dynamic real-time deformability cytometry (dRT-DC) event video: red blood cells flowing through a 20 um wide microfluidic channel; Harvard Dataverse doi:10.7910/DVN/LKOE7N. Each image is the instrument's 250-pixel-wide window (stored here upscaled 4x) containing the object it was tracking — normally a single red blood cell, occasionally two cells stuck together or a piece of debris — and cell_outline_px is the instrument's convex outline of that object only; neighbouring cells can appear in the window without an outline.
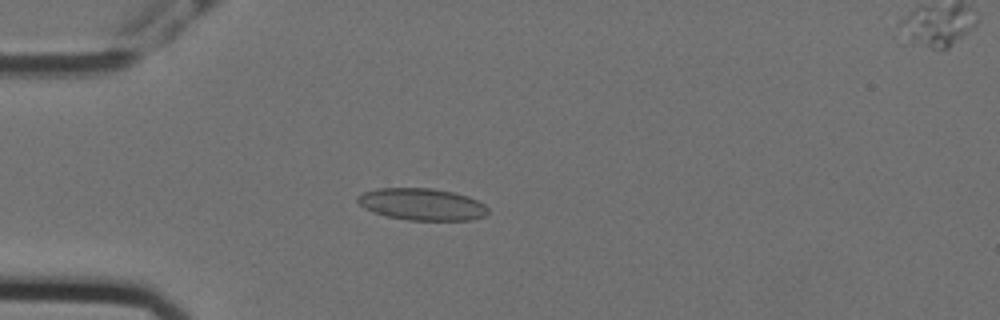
{"species": "Egyptian fruit bat (a non-hibernating species)", "species_latin": "Rousettus aegyptiacus", "temperature_condition": "cold", "stored_images_in_passage": 56, "camera_frame_rate_fps": 3000, "um_per_image_px": 0.085, "animal": {"sex": "female"}, "frame": {"image": 1, "passage_image": 15, "time_ms": 4.667, "image_size_px": [1000, 320], "cell_outline_px": [[488, 212], [484, 216], [472, 220], [408, 220], [388, 216], [372, 212], [364, 208], [356, 200], [356, 196], [364, 192], [376, 188], [432, 188], [452, 192], [468, 196], [484, 204], [488, 208]], "centroid_in_image_um": [35.85, 17.36], "position_along_channel_um": 49.2, "area_um2": 24.28}}
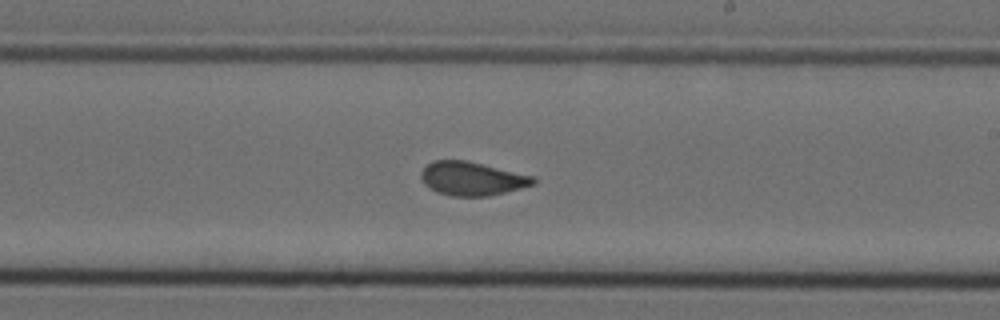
{"frame": {"image": 2, "passage_image": 33, "time_ms": 10.667, "image_size_px": [1000, 320], "cell_outline_px": [[536, 184], [488, 196], [452, 196], [436, 192], [428, 188], [424, 184], [420, 176], [420, 172], [432, 160], [464, 160], [536, 176]], "centroid_in_image_um": [40.11, 15.18], "position_along_channel_um": 248.9, "area_um2": 22.08}}
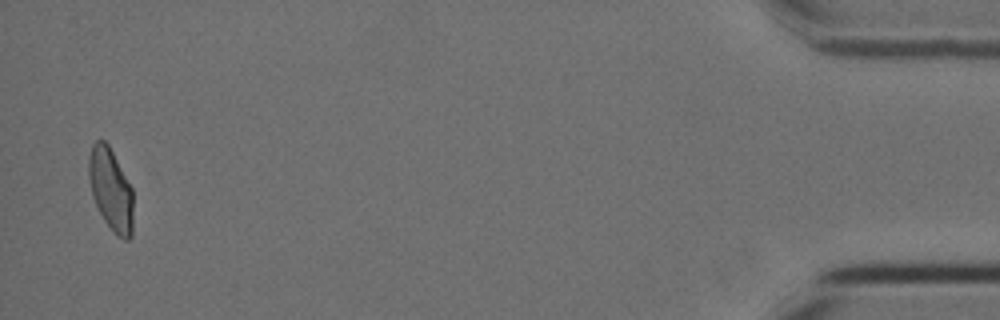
{"frame": {"image": 3, "passage_image": 55, "time_ms": 18.0, "image_size_px": [1000, 320], "cell_outline_px": [[132, 236], [128, 240], [124, 240], [116, 236], [112, 232], [104, 220], [92, 196], [88, 176], [88, 156], [92, 144], [96, 140], [104, 140], [108, 144], [132, 188]], "centroid_in_image_um": [9.4, 16.12], "position_along_channel_um": 425.8, "area_um2": 21.39}, "authors_computed_cell_mechanics": {"area_um2": 22.3108, "velocity_mm_per_s": 3.5562, "shape_relaxation_time_tau1_ms": null, "shape_relaxation_time_tau2_ms": 1.397, "deformation_change_tau1": null, "deformation_change_tau2": 0.061}}